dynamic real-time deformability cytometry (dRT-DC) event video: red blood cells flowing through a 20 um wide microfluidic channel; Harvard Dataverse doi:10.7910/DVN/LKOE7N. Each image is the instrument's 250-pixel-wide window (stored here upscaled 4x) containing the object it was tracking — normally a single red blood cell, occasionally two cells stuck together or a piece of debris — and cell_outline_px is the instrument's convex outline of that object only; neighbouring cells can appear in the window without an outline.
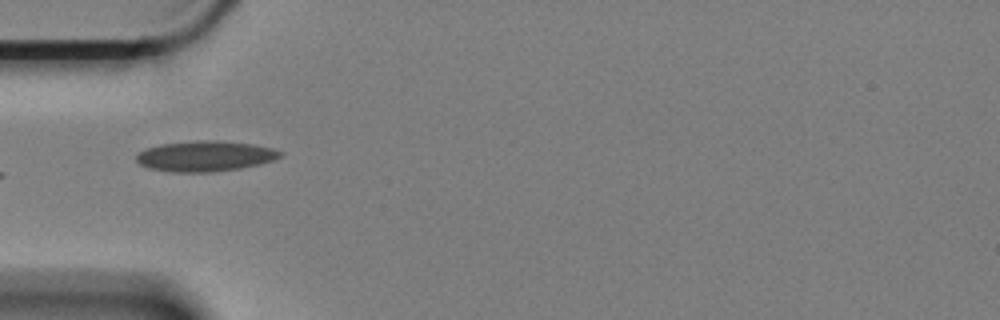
{"species": "Egyptian fruit bat (a non-hibernating species)", "species_latin": "Rousettus aegyptiacus", "temperature_condition": "cold", "stored_images_in_passage": 41, "camera_frame_rate_fps": 3000, "um_per_image_px": 0.085, "animal": {"sex": "female"}, "frame": {"image": 1, "passage_image": 1, "time_ms": 0.0, "image_size_px": [1000, 320], "cell_outline_px": [[284, 152], [280, 156], [272, 160], [260, 164], [240, 168], [212, 172], [172, 172], [152, 168], [140, 164], [136, 160], [136, 156], [140, 152], [148, 148], [160, 144], [196, 140], [216, 140], [252, 144], [272, 148]], "centroid_in_image_um": [17.45, 13.26], "position_along_channel_um": 67.5, "area_um2": 25.37}}
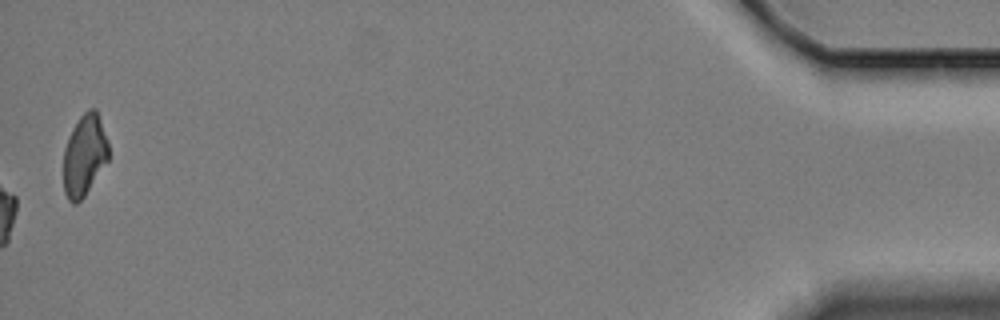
{"frame": {"image": 2, "passage_image": 41, "time_ms": 13.333, "image_size_px": [1000, 320], "cell_outline_px": [[108, 160], [84, 196], [76, 204], [72, 204], [68, 200], [64, 192], [64, 148], [80, 116], [88, 108], [96, 108], [108, 144]], "centroid_in_image_um": [7.17, 13.22], "position_along_channel_um": 428.0, "area_um2": 20.92}}